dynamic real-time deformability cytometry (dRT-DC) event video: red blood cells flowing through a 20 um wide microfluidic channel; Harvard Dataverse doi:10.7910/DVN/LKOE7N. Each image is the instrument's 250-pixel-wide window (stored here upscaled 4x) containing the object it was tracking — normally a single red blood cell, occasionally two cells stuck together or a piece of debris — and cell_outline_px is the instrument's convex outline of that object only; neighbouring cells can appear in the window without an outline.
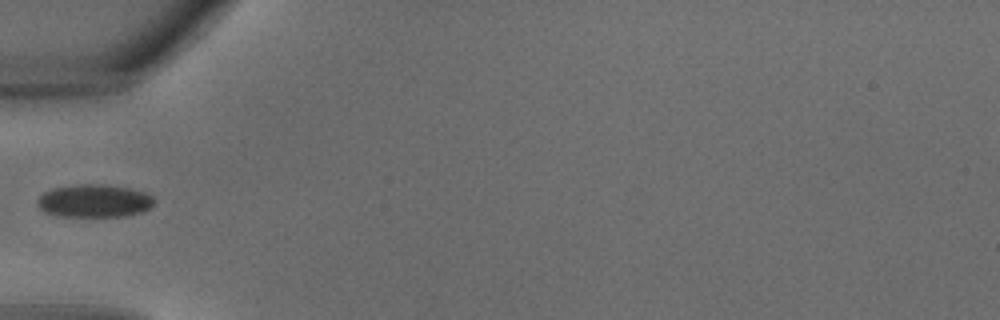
{"species": "common noctule bat (a hibernating species)", "species_latin": "Nyctalus noctula", "temperature_condition": "warm", "stored_images_in_passage": 23, "camera_frame_rate_fps": 3000, "um_per_image_px": 0.085, "animal": {"sex": "male", "body_mass_g": 18.8}, "frame": {"image": 1, "passage_image": 1, "time_ms": 0.0, "image_size_px": [1000, 320], "cell_outline_px": [[152, 208], [140, 212], [124, 216], [56, 216], [44, 212], [36, 204], [36, 200], [44, 192], [52, 188], [72, 184], [108, 184], [132, 188], [144, 192], [152, 196]], "centroid_in_image_um": [7.97, 17.06], "position_along_channel_um": 77.0, "area_um2": 22.66}}
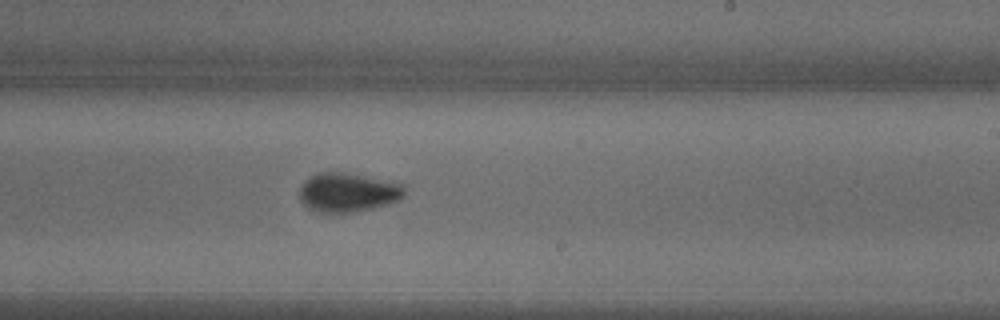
{"frame": {"image": 2, "passage_image": 10, "time_ms": 3.0, "image_size_px": [1000, 320], "cell_outline_px": [[404, 196], [400, 200], [372, 208], [356, 212], [320, 212], [308, 208], [300, 200], [300, 188], [304, 180], [320, 172], [344, 172], [400, 184], [404, 188]], "centroid_in_image_um": [29.53, 16.36], "position_along_channel_um": 259.5, "area_um2": 23.52}}
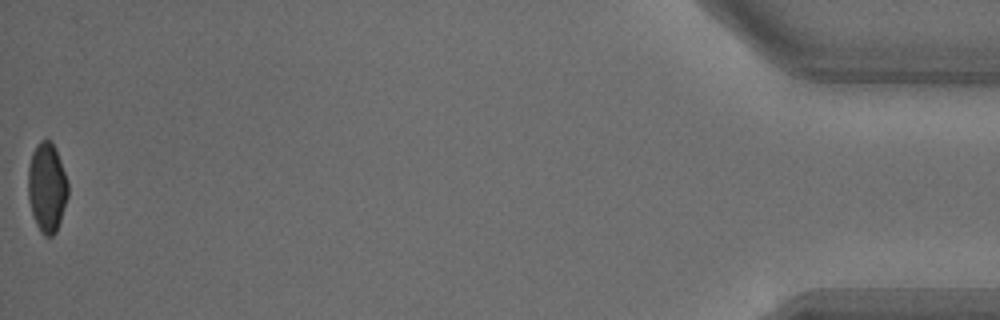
{"frame": {"image": 3, "passage_image": 23, "time_ms": 7.333, "image_size_px": [1000, 320], "cell_outline_px": [[68, 196], [56, 232], [52, 236], [44, 236], [36, 224], [28, 200], [28, 168], [32, 152], [36, 144], [40, 140], [52, 140], [68, 180]], "centroid_in_image_um": [3.99, 15.91], "position_along_channel_um": 431.2, "area_um2": 20.87}}